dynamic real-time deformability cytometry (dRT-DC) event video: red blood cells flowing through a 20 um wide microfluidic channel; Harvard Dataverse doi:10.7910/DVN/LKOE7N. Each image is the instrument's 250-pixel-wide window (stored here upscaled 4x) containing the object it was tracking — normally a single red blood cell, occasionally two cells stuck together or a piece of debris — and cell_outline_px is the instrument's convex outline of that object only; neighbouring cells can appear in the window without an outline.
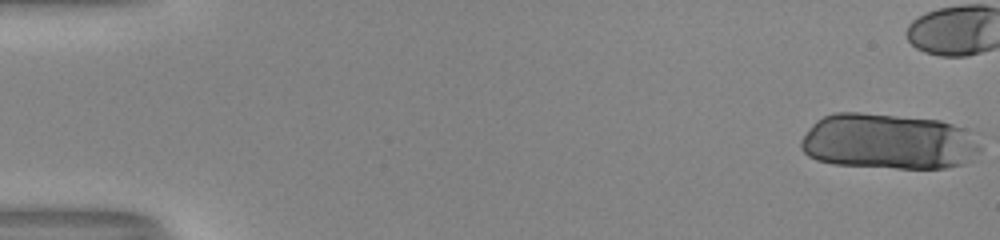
{"species": "human", "species_latin": "Homo sapiens", "temperature_condition": "room temperature", "stored_images_in_passage": 19, "camera_frame_rate_fps": 3000, "um_per_image_px": 0.085, "donor": {"sex": "male"}, "frame": {"image": 1, "passage_image": 1, "time_ms": 0.0, "image_size_px": [1000, 240], "cell_outline_px": [[980, 148], [964, 164], [944, 168], [896, 168], [832, 164], [816, 160], [808, 156], [800, 148], [800, 140], [812, 124], [816, 120], [824, 116], [836, 112], [860, 112], [940, 120], [964, 128]], "centroid_in_image_um": [75.41, 12.03], "position_along_channel_um": 9.6, "area_um2": 58.09}}